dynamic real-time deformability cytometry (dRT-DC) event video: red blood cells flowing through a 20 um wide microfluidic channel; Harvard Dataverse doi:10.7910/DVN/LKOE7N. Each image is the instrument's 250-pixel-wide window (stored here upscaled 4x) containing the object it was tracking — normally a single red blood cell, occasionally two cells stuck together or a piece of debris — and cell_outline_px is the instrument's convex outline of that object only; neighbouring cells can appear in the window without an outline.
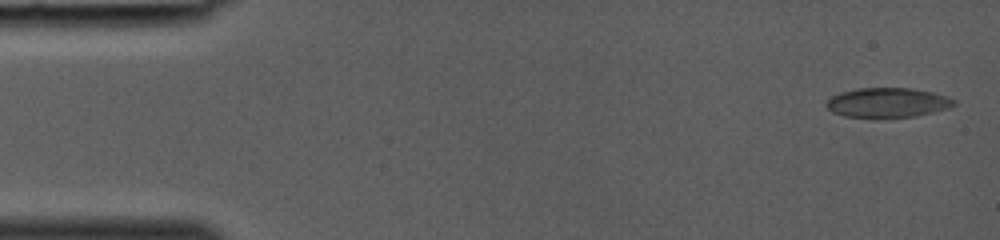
{"species": "common noctule bat (a hibernating species)", "species_latin": "Nyctalus noctula", "temperature_condition": "room temperature", "stored_images_in_passage": 37, "camera_frame_rate_fps": 3000, "um_per_image_px": 0.085, "animal": {"sex": "female", "body_mass_g": 19.0, "forearm_length_mm": 53.3}, "frame": {"image": 1, "passage_image": 1, "time_ms": 0.0, "image_size_px": [1000, 240], "cell_outline_px": [[956, 104], [952, 108], [916, 116], [844, 116], [832, 112], [824, 104], [832, 96], [840, 92], [860, 88], [912, 88], [932, 92], [948, 96], [956, 100]], "centroid_in_image_um": [75.5, 8.7], "position_along_channel_um": 9.5, "area_um2": 21.85}}
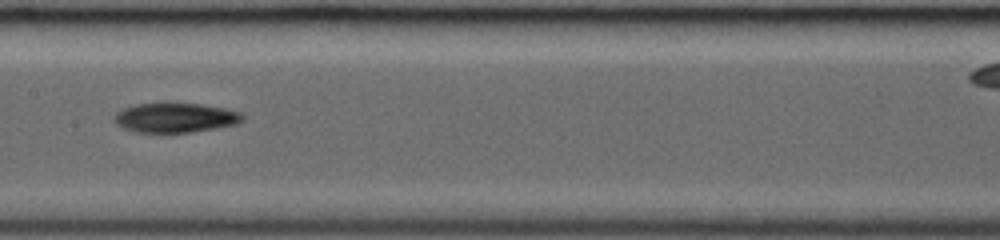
{"frame": {"image": 2, "passage_image": 19, "time_ms": 6.0, "image_size_px": [1000, 240], "cell_outline_px": [[244, 120], [236, 124], [216, 128], [192, 132], [136, 132], [124, 128], [116, 124], [112, 120], [116, 112], [124, 108], [136, 104], [200, 104], [224, 108], [240, 112], [244, 116]], "centroid_in_image_um": [14.9, 10.01], "position_along_channel_um": 192.5, "area_um2": 21.91}}
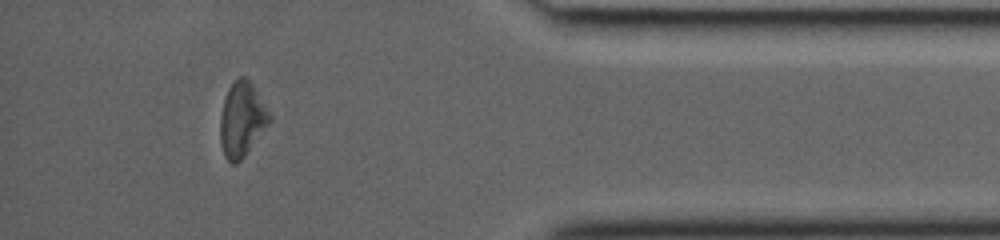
{"frame": {"image": 3, "passage_image": 33, "time_ms": 10.667, "image_size_px": [1000, 240], "cell_outline_px": [[272, 120], [244, 156], [236, 164], [232, 164], [224, 156], [220, 140], [220, 116], [224, 96], [228, 88], [240, 76], [248, 76], [272, 116]], "centroid_in_image_um": [20.56, 10.12], "position_along_channel_um": 414.6, "area_um2": 21.56}}